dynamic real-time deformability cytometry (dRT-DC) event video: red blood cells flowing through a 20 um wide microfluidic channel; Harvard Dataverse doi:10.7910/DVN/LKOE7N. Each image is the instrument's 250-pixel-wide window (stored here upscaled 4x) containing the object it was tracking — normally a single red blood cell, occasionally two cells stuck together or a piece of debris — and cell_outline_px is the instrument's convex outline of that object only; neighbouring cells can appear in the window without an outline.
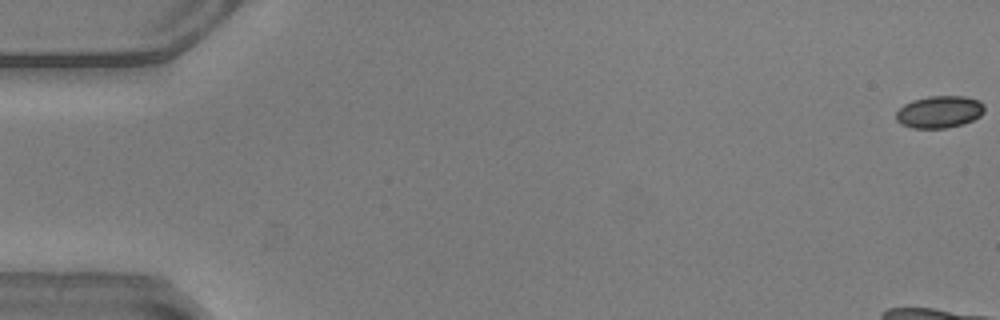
{"species": "common noctule bat (a hibernating species)", "species_latin": "Nyctalus noctula", "temperature_condition": "warm", "stored_images_in_passage": 16, "camera_frame_rate_fps": 3000, "um_per_image_px": 0.085, "animal": {"sex": "male", "body_mass_g": 20.5, "forearm_length_mm": 52.5}, "frame": {"image": 1, "passage_image": 1, "time_ms": 0.0, "image_size_px": [1000, 320], "cell_outline_px": [[984, 112], [980, 116], [964, 124], [944, 128], [912, 128], [900, 124], [896, 120], [896, 112], [904, 104], [912, 100], [928, 96], [964, 96], [980, 100], [984, 104]], "centroid_in_image_um": [79.85, 9.5], "position_along_channel_um": 5.2, "area_um2": 16.7}}
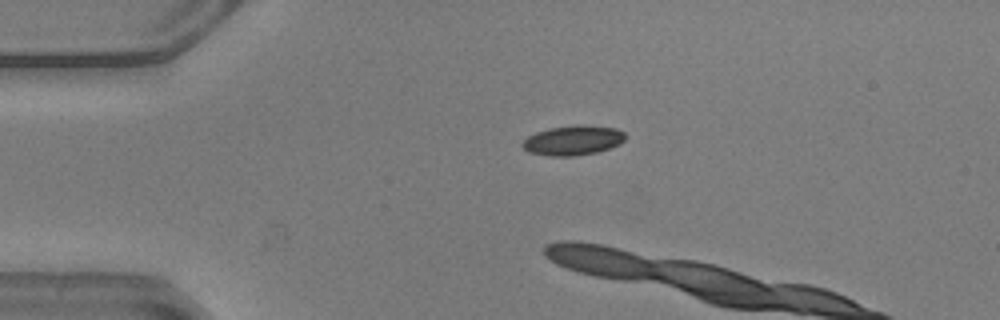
{"frame": {"image": 2, "passage_image": 13, "time_ms": 4.0, "image_size_px": [1000, 320], "cell_outline_px": [[624, 140], [620, 144], [596, 152], [572, 156], [548, 156], [528, 152], [520, 144], [528, 136], [536, 132], [548, 128], [576, 124], [580, 124], [616, 128], [624, 132]], "centroid_in_image_um": [48.67, 11.92], "position_along_channel_um": 36.3, "area_um2": 17.86}}